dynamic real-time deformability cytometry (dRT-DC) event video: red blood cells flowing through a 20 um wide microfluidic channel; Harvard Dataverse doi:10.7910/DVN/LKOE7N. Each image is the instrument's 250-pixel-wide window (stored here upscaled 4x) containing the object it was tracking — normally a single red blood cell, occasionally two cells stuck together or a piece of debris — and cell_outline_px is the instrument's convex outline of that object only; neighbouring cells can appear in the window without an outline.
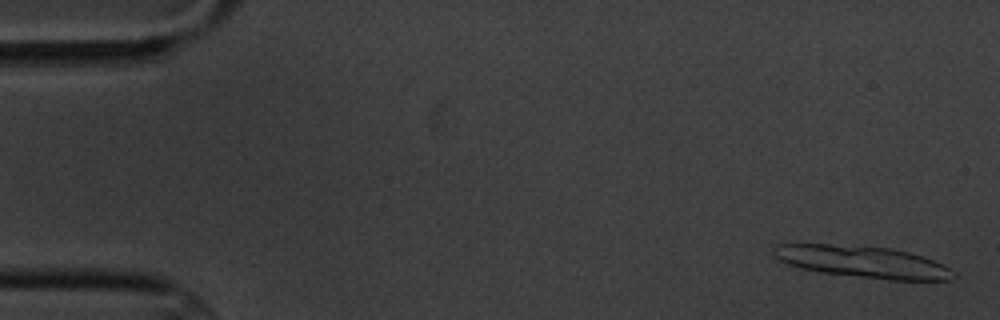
{"species": "common noctule bat (a hibernating species)", "species_latin": "Nyctalus noctula", "temperature_condition": "cold", "stored_images_in_passage": 6, "segment_of_instrument_passage": [2, 2], "camera_frame_rate_fps": 3000, "um_per_image_px": 0.085, "animal": {"sex": "male", "body_mass_g": 20.1, "forearm_length_mm": 53.5}, "frame": {"image": 1, "passage_image": 6, "time_ms": 6.0, "image_size_px": [1000, 320], "cell_outline_px": [[956, 276], [952, 280], [892, 280], [820, 272], [800, 268], [788, 264], [780, 260], [772, 252], [772, 248], [776, 244], [828, 244], [892, 248], [908, 252], [932, 260], [956, 272]], "centroid_in_image_um": [73.31, 22.26], "position_along_channel_um": 11.7, "area_um2": 33.06}}